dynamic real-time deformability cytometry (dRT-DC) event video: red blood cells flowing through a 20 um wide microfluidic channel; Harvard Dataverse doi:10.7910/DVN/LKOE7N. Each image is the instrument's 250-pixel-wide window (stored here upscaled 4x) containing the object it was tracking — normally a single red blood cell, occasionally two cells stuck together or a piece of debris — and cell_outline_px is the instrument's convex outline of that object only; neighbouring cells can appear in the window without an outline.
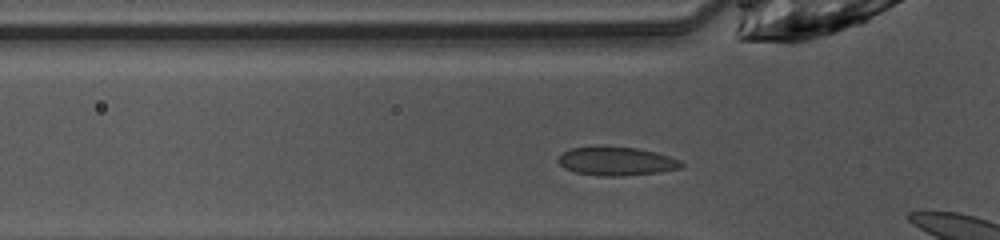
{"species": "common noctule bat (a hibernating species)", "species_latin": "Nyctalus noctula", "temperature_condition": "warm", "stored_images_in_passage": 5, "camera_frame_rate_fps": 3000, "um_per_image_px": 0.085, "animal": {"sex": "female", "body_mass_g": 10.0, "forearm_length_mm": 53.1}, "frame": {"image": 1, "passage_image": 3, "time_ms": 0.667, "image_size_px": [1000, 240], "cell_outline_px": [[684, 168], [660, 172], [620, 176], [600, 176], [576, 172], [564, 168], [556, 160], [564, 152], [572, 148], [636, 148], [656, 152], [680, 160], [684, 164]], "centroid_in_image_um": [52.45, 13.73], "position_along_channel_um": 73.3, "area_um2": 20.06}}